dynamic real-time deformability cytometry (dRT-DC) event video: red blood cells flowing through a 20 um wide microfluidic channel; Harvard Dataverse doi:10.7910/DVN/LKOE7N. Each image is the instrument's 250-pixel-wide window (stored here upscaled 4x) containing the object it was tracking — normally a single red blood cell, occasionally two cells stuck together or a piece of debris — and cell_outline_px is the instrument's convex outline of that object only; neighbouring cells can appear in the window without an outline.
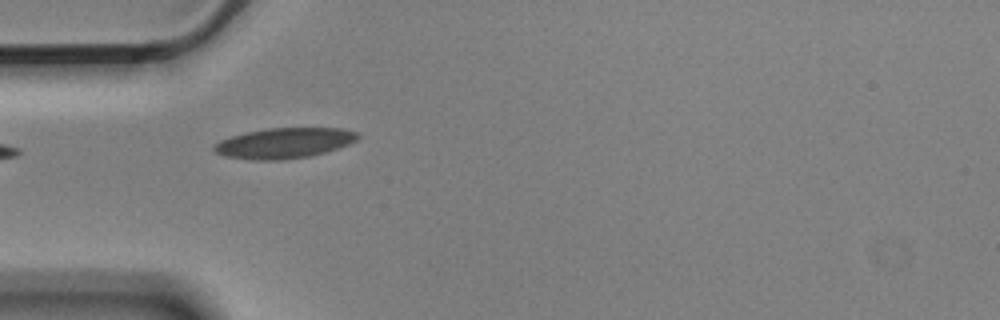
{"species": "Egyptian fruit bat (a non-hibernating species)", "species_latin": "Rousettus aegyptiacus", "temperature_condition": "cold", "stored_images_in_passage": 6, "camera_frame_rate_fps": 3000, "um_per_image_px": 0.085, "animal": {"sex": "male"}, "frame": {"image": 1, "passage_image": 5, "time_ms": 1.333, "image_size_px": [1000, 320], "cell_outline_px": [[360, 136], [356, 140], [348, 144], [324, 152], [308, 156], [284, 160], [252, 160], [224, 156], [216, 152], [212, 148], [212, 144], [220, 140], [232, 136], [248, 132], [268, 128], [340, 128], [356, 132]], "centroid_in_image_um": [24.11, 12.16], "position_along_channel_um": 60.9, "area_um2": 25.32}}
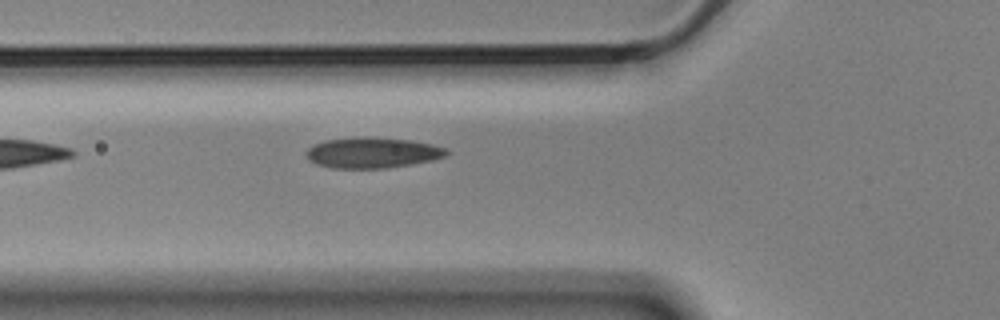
{"frame": {"image": 2, "passage_image": 6, "time_ms": 1.667, "image_size_px": [1000, 320], "cell_outline_px": [[452, 152], [448, 156], [432, 160], [412, 164], [388, 168], [332, 168], [316, 164], [308, 160], [304, 156], [304, 152], [312, 144], [324, 140], [356, 136], [364, 136], [408, 140], [432, 144], [448, 148]], "centroid_in_image_um": [31.64, 12.97], "position_along_channel_um": 94.2, "area_um2": 25.66}}